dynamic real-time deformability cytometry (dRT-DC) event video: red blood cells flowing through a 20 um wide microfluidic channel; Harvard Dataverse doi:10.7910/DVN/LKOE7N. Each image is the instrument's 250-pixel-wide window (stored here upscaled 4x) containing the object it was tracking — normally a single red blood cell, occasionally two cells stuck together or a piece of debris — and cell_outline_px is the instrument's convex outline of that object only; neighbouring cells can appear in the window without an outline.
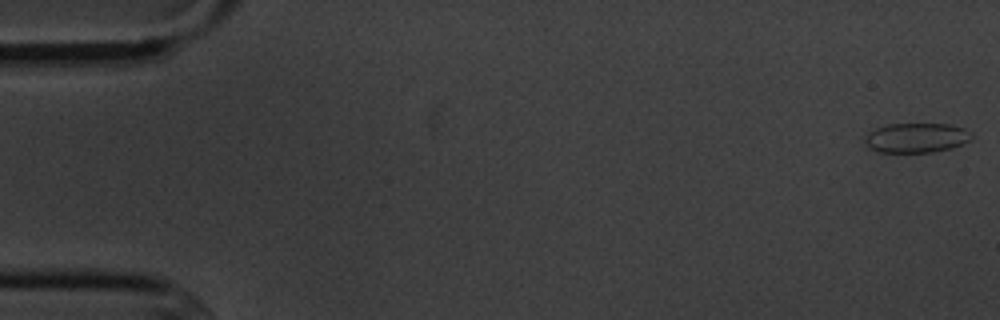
{"species": "common noctule bat (a hibernating species)", "species_latin": "Nyctalus noctula", "temperature_condition": "cold", "stored_images_in_passage": 5, "camera_frame_rate_fps": 3000, "um_per_image_px": 0.085, "animal": {"sex": "male", "body_mass_g": 20.1, "forearm_length_mm": 53.5}, "frame": {"image": 1, "passage_image": 1, "time_ms": 0.0, "image_size_px": [1000, 320], "cell_outline_px": [[972, 136], [968, 140], [952, 148], [932, 152], [880, 152], [868, 148], [864, 140], [868, 132], [876, 128], [888, 124], [948, 124], [964, 128], [972, 132]], "centroid_in_image_um": [77.87, 11.71], "position_along_channel_um": 7.1, "area_um2": 18.38}}